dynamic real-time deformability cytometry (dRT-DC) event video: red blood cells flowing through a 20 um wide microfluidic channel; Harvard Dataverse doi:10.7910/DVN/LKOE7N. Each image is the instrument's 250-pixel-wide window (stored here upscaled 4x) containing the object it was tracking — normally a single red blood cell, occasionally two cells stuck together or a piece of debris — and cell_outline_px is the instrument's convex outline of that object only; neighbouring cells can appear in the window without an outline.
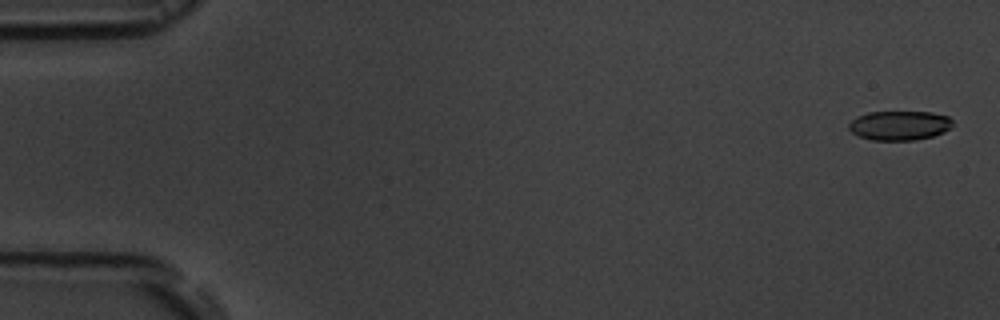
{"species": "common noctule bat (a hibernating species)", "species_latin": "Nyctalus noctula", "temperature_condition": "room temperature", "stored_images_in_passage": 5, "camera_frame_rate_fps": 3000, "um_per_image_px": 0.085, "animal": {"sex": "male", "body_mass_g": 19.5, "forearm_length_mm": 54.6}, "frame": {"image": 1, "passage_image": 1, "time_ms": 0.0, "image_size_px": [1000, 320], "cell_outline_px": [[952, 124], [944, 132], [932, 136], [916, 140], [872, 140], [860, 136], [852, 132], [848, 128], [848, 124], [856, 116], [868, 112], [932, 112], [948, 116], [952, 120]], "centroid_in_image_um": [76.44, 10.66], "position_along_channel_um": 8.6, "area_um2": 17.74}}
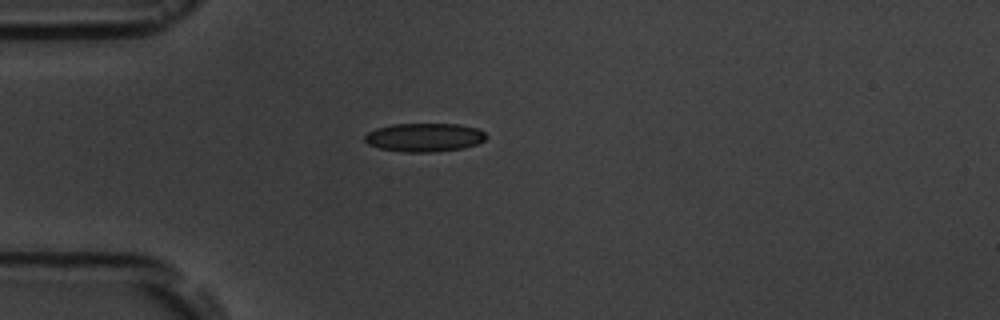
{"frame": {"image": 2, "passage_image": 5, "time_ms": 4.667, "image_size_px": [1000, 320], "cell_outline_px": [[488, 136], [484, 140], [476, 144], [464, 148], [432, 152], [400, 152], [380, 148], [368, 144], [364, 140], [364, 136], [368, 132], [376, 128], [392, 124], [460, 124], [476, 128], [484, 132]], "centroid_in_image_um": [36.06, 11.68], "position_along_channel_um": 48.9, "area_um2": 20.29}}